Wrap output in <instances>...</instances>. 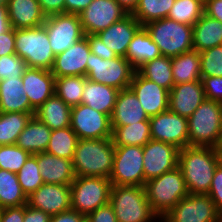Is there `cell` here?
<instances>
[{
    "label": "cell",
    "mask_w": 222,
    "mask_h": 222,
    "mask_svg": "<svg viewBox=\"0 0 222 222\" xmlns=\"http://www.w3.org/2000/svg\"><path fill=\"white\" fill-rule=\"evenodd\" d=\"M199 53L201 77H222V45Z\"/></svg>",
    "instance_id": "obj_43"
},
{
    "label": "cell",
    "mask_w": 222,
    "mask_h": 222,
    "mask_svg": "<svg viewBox=\"0 0 222 222\" xmlns=\"http://www.w3.org/2000/svg\"><path fill=\"white\" fill-rule=\"evenodd\" d=\"M8 4V0H0V5H7Z\"/></svg>",
    "instance_id": "obj_58"
},
{
    "label": "cell",
    "mask_w": 222,
    "mask_h": 222,
    "mask_svg": "<svg viewBox=\"0 0 222 222\" xmlns=\"http://www.w3.org/2000/svg\"><path fill=\"white\" fill-rule=\"evenodd\" d=\"M22 80L24 92L34 110L55 94V76L50 70L27 67Z\"/></svg>",
    "instance_id": "obj_20"
},
{
    "label": "cell",
    "mask_w": 222,
    "mask_h": 222,
    "mask_svg": "<svg viewBox=\"0 0 222 222\" xmlns=\"http://www.w3.org/2000/svg\"><path fill=\"white\" fill-rule=\"evenodd\" d=\"M8 16L12 28L24 29L43 25L46 16L38 0H8Z\"/></svg>",
    "instance_id": "obj_25"
},
{
    "label": "cell",
    "mask_w": 222,
    "mask_h": 222,
    "mask_svg": "<svg viewBox=\"0 0 222 222\" xmlns=\"http://www.w3.org/2000/svg\"><path fill=\"white\" fill-rule=\"evenodd\" d=\"M128 13L116 0H93L80 14L84 35L98 34Z\"/></svg>",
    "instance_id": "obj_15"
},
{
    "label": "cell",
    "mask_w": 222,
    "mask_h": 222,
    "mask_svg": "<svg viewBox=\"0 0 222 222\" xmlns=\"http://www.w3.org/2000/svg\"><path fill=\"white\" fill-rule=\"evenodd\" d=\"M86 217L70 208L57 215L51 216L50 222H82Z\"/></svg>",
    "instance_id": "obj_53"
},
{
    "label": "cell",
    "mask_w": 222,
    "mask_h": 222,
    "mask_svg": "<svg viewBox=\"0 0 222 222\" xmlns=\"http://www.w3.org/2000/svg\"><path fill=\"white\" fill-rule=\"evenodd\" d=\"M24 205L0 209V222H23Z\"/></svg>",
    "instance_id": "obj_49"
},
{
    "label": "cell",
    "mask_w": 222,
    "mask_h": 222,
    "mask_svg": "<svg viewBox=\"0 0 222 222\" xmlns=\"http://www.w3.org/2000/svg\"><path fill=\"white\" fill-rule=\"evenodd\" d=\"M179 150L176 146L151 139L143 146L145 182L178 167Z\"/></svg>",
    "instance_id": "obj_16"
},
{
    "label": "cell",
    "mask_w": 222,
    "mask_h": 222,
    "mask_svg": "<svg viewBox=\"0 0 222 222\" xmlns=\"http://www.w3.org/2000/svg\"><path fill=\"white\" fill-rule=\"evenodd\" d=\"M144 189L151 209L159 220L182 198L189 195L179 167L145 182Z\"/></svg>",
    "instance_id": "obj_4"
},
{
    "label": "cell",
    "mask_w": 222,
    "mask_h": 222,
    "mask_svg": "<svg viewBox=\"0 0 222 222\" xmlns=\"http://www.w3.org/2000/svg\"><path fill=\"white\" fill-rule=\"evenodd\" d=\"M70 195V185L43 183L27 197V205L53 216L71 208Z\"/></svg>",
    "instance_id": "obj_17"
},
{
    "label": "cell",
    "mask_w": 222,
    "mask_h": 222,
    "mask_svg": "<svg viewBox=\"0 0 222 222\" xmlns=\"http://www.w3.org/2000/svg\"><path fill=\"white\" fill-rule=\"evenodd\" d=\"M208 195L216 205L217 210L222 214V163H220L212 179Z\"/></svg>",
    "instance_id": "obj_46"
},
{
    "label": "cell",
    "mask_w": 222,
    "mask_h": 222,
    "mask_svg": "<svg viewBox=\"0 0 222 222\" xmlns=\"http://www.w3.org/2000/svg\"><path fill=\"white\" fill-rule=\"evenodd\" d=\"M27 204V196L22 191L17 174L0 169V209Z\"/></svg>",
    "instance_id": "obj_36"
},
{
    "label": "cell",
    "mask_w": 222,
    "mask_h": 222,
    "mask_svg": "<svg viewBox=\"0 0 222 222\" xmlns=\"http://www.w3.org/2000/svg\"><path fill=\"white\" fill-rule=\"evenodd\" d=\"M88 222H118L114 209L110 203L100 206L94 212L86 216Z\"/></svg>",
    "instance_id": "obj_48"
},
{
    "label": "cell",
    "mask_w": 222,
    "mask_h": 222,
    "mask_svg": "<svg viewBox=\"0 0 222 222\" xmlns=\"http://www.w3.org/2000/svg\"><path fill=\"white\" fill-rule=\"evenodd\" d=\"M71 109L72 107L54 94L35 110L34 116L51 130L63 129L70 126Z\"/></svg>",
    "instance_id": "obj_29"
},
{
    "label": "cell",
    "mask_w": 222,
    "mask_h": 222,
    "mask_svg": "<svg viewBox=\"0 0 222 222\" xmlns=\"http://www.w3.org/2000/svg\"><path fill=\"white\" fill-rule=\"evenodd\" d=\"M37 158L42 180L47 184L71 185L75 179L72 160L47 152L33 154Z\"/></svg>",
    "instance_id": "obj_23"
},
{
    "label": "cell",
    "mask_w": 222,
    "mask_h": 222,
    "mask_svg": "<svg viewBox=\"0 0 222 222\" xmlns=\"http://www.w3.org/2000/svg\"><path fill=\"white\" fill-rule=\"evenodd\" d=\"M70 127L78 139L111 138V118L83 103L71 109Z\"/></svg>",
    "instance_id": "obj_13"
},
{
    "label": "cell",
    "mask_w": 222,
    "mask_h": 222,
    "mask_svg": "<svg viewBox=\"0 0 222 222\" xmlns=\"http://www.w3.org/2000/svg\"><path fill=\"white\" fill-rule=\"evenodd\" d=\"M222 23L203 13L193 25V50L202 52L221 45Z\"/></svg>",
    "instance_id": "obj_30"
},
{
    "label": "cell",
    "mask_w": 222,
    "mask_h": 222,
    "mask_svg": "<svg viewBox=\"0 0 222 222\" xmlns=\"http://www.w3.org/2000/svg\"><path fill=\"white\" fill-rule=\"evenodd\" d=\"M204 13L222 23V0H206Z\"/></svg>",
    "instance_id": "obj_54"
},
{
    "label": "cell",
    "mask_w": 222,
    "mask_h": 222,
    "mask_svg": "<svg viewBox=\"0 0 222 222\" xmlns=\"http://www.w3.org/2000/svg\"><path fill=\"white\" fill-rule=\"evenodd\" d=\"M38 2L46 17L65 13V0H38Z\"/></svg>",
    "instance_id": "obj_51"
},
{
    "label": "cell",
    "mask_w": 222,
    "mask_h": 222,
    "mask_svg": "<svg viewBox=\"0 0 222 222\" xmlns=\"http://www.w3.org/2000/svg\"><path fill=\"white\" fill-rule=\"evenodd\" d=\"M220 163L218 148L186 146L180 149L178 167L189 194H208L214 172Z\"/></svg>",
    "instance_id": "obj_1"
},
{
    "label": "cell",
    "mask_w": 222,
    "mask_h": 222,
    "mask_svg": "<svg viewBox=\"0 0 222 222\" xmlns=\"http://www.w3.org/2000/svg\"><path fill=\"white\" fill-rule=\"evenodd\" d=\"M39 171L37 158L31 154L17 173L21 189L27 197L44 183Z\"/></svg>",
    "instance_id": "obj_41"
},
{
    "label": "cell",
    "mask_w": 222,
    "mask_h": 222,
    "mask_svg": "<svg viewBox=\"0 0 222 222\" xmlns=\"http://www.w3.org/2000/svg\"><path fill=\"white\" fill-rule=\"evenodd\" d=\"M31 154L13 145H0V169L18 173Z\"/></svg>",
    "instance_id": "obj_42"
},
{
    "label": "cell",
    "mask_w": 222,
    "mask_h": 222,
    "mask_svg": "<svg viewBox=\"0 0 222 222\" xmlns=\"http://www.w3.org/2000/svg\"><path fill=\"white\" fill-rule=\"evenodd\" d=\"M15 29L0 34V57L15 54Z\"/></svg>",
    "instance_id": "obj_50"
},
{
    "label": "cell",
    "mask_w": 222,
    "mask_h": 222,
    "mask_svg": "<svg viewBox=\"0 0 222 222\" xmlns=\"http://www.w3.org/2000/svg\"><path fill=\"white\" fill-rule=\"evenodd\" d=\"M151 139L172 144L178 149L189 146L188 120L169 109L149 119Z\"/></svg>",
    "instance_id": "obj_14"
},
{
    "label": "cell",
    "mask_w": 222,
    "mask_h": 222,
    "mask_svg": "<svg viewBox=\"0 0 222 222\" xmlns=\"http://www.w3.org/2000/svg\"><path fill=\"white\" fill-rule=\"evenodd\" d=\"M114 146H144L151 140L150 122L141 121L126 126H111Z\"/></svg>",
    "instance_id": "obj_33"
},
{
    "label": "cell",
    "mask_w": 222,
    "mask_h": 222,
    "mask_svg": "<svg viewBox=\"0 0 222 222\" xmlns=\"http://www.w3.org/2000/svg\"><path fill=\"white\" fill-rule=\"evenodd\" d=\"M109 203L118 222H155L159 219L151 209L144 186L112 185Z\"/></svg>",
    "instance_id": "obj_5"
},
{
    "label": "cell",
    "mask_w": 222,
    "mask_h": 222,
    "mask_svg": "<svg viewBox=\"0 0 222 222\" xmlns=\"http://www.w3.org/2000/svg\"><path fill=\"white\" fill-rule=\"evenodd\" d=\"M85 36L87 37L92 54L97 55L102 59H114L118 57L113 50L106 47V45L97 34H90Z\"/></svg>",
    "instance_id": "obj_47"
},
{
    "label": "cell",
    "mask_w": 222,
    "mask_h": 222,
    "mask_svg": "<svg viewBox=\"0 0 222 222\" xmlns=\"http://www.w3.org/2000/svg\"><path fill=\"white\" fill-rule=\"evenodd\" d=\"M175 1L176 0H140L132 15L144 26L149 22L167 18Z\"/></svg>",
    "instance_id": "obj_39"
},
{
    "label": "cell",
    "mask_w": 222,
    "mask_h": 222,
    "mask_svg": "<svg viewBox=\"0 0 222 222\" xmlns=\"http://www.w3.org/2000/svg\"><path fill=\"white\" fill-rule=\"evenodd\" d=\"M119 90L86 79L81 103L111 117Z\"/></svg>",
    "instance_id": "obj_27"
},
{
    "label": "cell",
    "mask_w": 222,
    "mask_h": 222,
    "mask_svg": "<svg viewBox=\"0 0 222 222\" xmlns=\"http://www.w3.org/2000/svg\"><path fill=\"white\" fill-rule=\"evenodd\" d=\"M51 216L41 210L24 205V221L23 222H50Z\"/></svg>",
    "instance_id": "obj_52"
},
{
    "label": "cell",
    "mask_w": 222,
    "mask_h": 222,
    "mask_svg": "<svg viewBox=\"0 0 222 222\" xmlns=\"http://www.w3.org/2000/svg\"><path fill=\"white\" fill-rule=\"evenodd\" d=\"M112 185L144 186L143 146H115Z\"/></svg>",
    "instance_id": "obj_10"
},
{
    "label": "cell",
    "mask_w": 222,
    "mask_h": 222,
    "mask_svg": "<svg viewBox=\"0 0 222 222\" xmlns=\"http://www.w3.org/2000/svg\"><path fill=\"white\" fill-rule=\"evenodd\" d=\"M144 27L163 56L172 58L193 50V26L191 25L163 18L149 22Z\"/></svg>",
    "instance_id": "obj_6"
},
{
    "label": "cell",
    "mask_w": 222,
    "mask_h": 222,
    "mask_svg": "<svg viewBox=\"0 0 222 222\" xmlns=\"http://www.w3.org/2000/svg\"><path fill=\"white\" fill-rule=\"evenodd\" d=\"M22 83V77L0 81V112H35Z\"/></svg>",
    "instance_id": "obj_26"
},
{
    "label": "cell",
    "mask_w": 222,
    "mask_h": 222,
    "mask_svg": "<svg viewBox=\"0 0 222 222\" xmlns=\"http://www.w3.org/2000/svg\"><path fill=\"white\" fill-rule=\"evenodd\" d=\"M71 208L85 217L109 203L111 181L103 177H78L71 183Z\"/></svg>",
    "instance_id": "obj_8"
},
{
    "label": "cell",
    "mask_w": 222,
    "mask_h": 222,
    "mask_svg": "<svg viewBox=\"0 0 222 222\" xmlns=\"http://www.w3.org/2000/svg\"><path fill=\"white\" fill-rule=\"evenodd\" d=\"M203 13L204 3L201 0H176L167 18L193 26Z\"/></svg>",
    "instance_id": "obj_40"
},
{
    "label": "cell",
    "mask_w": 222,
    "mask_h": 222,
    "mask_svg": "<svg viewBox=\"0 0 222 222\" xmlns=\"http://www.w3.org/2000/svg\"><path fill=\"white\" fill-rule=\"evenodd\" d=\"M85 76L55 77V94L70 107L81 104Z\"/></svg>",
    "instance_id": "obj_38"
},
{
    "label": "cell",
    "mask_w": 222,
    "mask_h": 222,
    "mask_svg": "<svg viewBox=\"0 0 222 222\" xmlns=\"http://www.w3.org/2000/svg\"><path fill=\"white\" fill-rule=\"evenodd\" d=\"M35 112H0V145H13Z\"/></svg>",
    "instance_id": "obj_35"
},
{
    "label": "cell",
    "mask_w": 222,
    "mask_h": 222,
    "mask_svg": "<svg viewBox=\"0 0 222 222\" xmlns=\"http://www.w3.org/2000/svg\"><path fill=\"white\" fill-rule=\"evenodd\" d=\"M204 99L201 80L176 84L169 91L168 109L188 119Z\"/></svg>",
    "instance_id": "obj_21"
},
{
    "label": "cell",
    "mask_w": 222,
    "mask_h": 222,
    "mask_svg": "<svg viewBox=\"0 0 222 222\" xmlns=\"http://www.w3.org/2000/svg\"><path fill=\"white\" fill-rule=\"evenodd\" d=\"M115 154L111 138L78 139L72 160L75 176L110 178Z\"/></svg>",
    "instance_id": "obj_2"
},
{
    "label": "cell",
    "mask_w": 222,
    "mask_h": 222,
    "mask_svg": "<svg viewBox=\"0 0 222 222\" xmlns=\"http://www.w3.org/2000/svg\"><path fill=\"white\" fill-rule=\"evenodd\" d=\"M135 71L132 64L120 56L114 59H102L91 53L86 64L87 79L118 90L129 88Z\"/></svg>",
    "instance_id": "obj_9"
},
{
    "label": "cell",
    "mask_w": 222,
    "mask_h": 222,
    "mask_svg": "<svg viewBox=\"0 0 222 222\" xmlns=\"http://www.w3.org/2000/svg\"><path fill=\"white\" fill-rule=\"evenodd\" d=\"M120 6L128 13L132 14L140 0H116Z\"/></svg>",
    "instance_id": "obj_57"
},
{
    "label": "cell",
    "mask_w": 222,
    "mask_h": 222,
    "mask_svg": "<svg viewBox=\"0 0 222 222\" xmlns=\"http://www.w3.org/2000/svg\"><path fill=\"white\" fill-rule=\"evenodd\" d=\"M174 85L201 80L200 53L196 50L171 58Z\"/></svg>",
    "instance_id": "obj_32"
},
{
    "label": "cell",
    "mask_w": 222,
    "mask_h": 222,
    "mask_svg": "<svg viewBox=\"0 0 222 222\" xmlns=\"http://www.w3.org/2000/svg\"><path fill=\"white\" fill-rule=\"evenodd\" d=\"M27 68L25 61L16 53L0 57V81L22 77Z\"/></svg>",
    "instance_id": "obj_44"
},
{
    "label": "cell",
    "mask_w": 222,
    "mask_h": 222,
    "mask_svg": "<svg viewBox=\"0 0 222 222\" xmlns=\"http://www.w3.org/2000/svg\"><path fill=\"white\" fill-rule=\"evenodd\" d=\"M15 51L29 68L52 69L55 55L43 25L15 29Z\"/></svg>",
    "instance_id": "obj_7"
},
{
    "label": "cell",
    "mask_w": 222,
    "mask_h": 222,
    "mask_svg": "<svg viewBox=\"0 0 222 222\" xmlns=\"http://www.w3.org/2000/svg\"><path fill=\"white\" fill-rule=\"evenodd\" d=\"M218 150H219L220 155H222V140H221V143H220V145L218 147Z\"/></svg>",
    "instance_id": "obj_59"
},
{
    "label": "cell",
    "mask_w": 222,
    "mask_h": 222,
    "mask_svg": "<svg viewBox=\"0 0 222 222\" xmlns=\"http://www.w3.org/2000/svg\"><path fill=\"white\" fill-rule=\"evenodd\" d=\"M43 26L46 28L55 56L85 36L77 14L62 13L48 16Z\"/></svg>",
    "instance_id": "obj_12"
},
{
    "label": "cell",
    "mask_w": 222,
    "mask_h": 222,
    "mask_svg": "<svg viewBox=\"0 0 222 222\" xmlns=\"http://www.w3.org/2000/svg\"><path fill=\"white\" fill-rule=\"evenodd\" d=\"M52 130L36 116L27 123L17 138L16 145L30 154L45 152Z\"/></svg>",
    "instance_id": "obj_28"
},
{
    "label": "cell",
    "mask_w": 222,
    "mask_h": 222,
    "mask_svg": "<svg viewBox=\"0 0 222 222\" xmlns=\"http://www.w3.org/2000/svg\"><path fill=\"white\" fill-rule=\"evenodd\" d=\"M110 118L111 126H126L150 119L130 88L119 90Z\"/></svg>",
    "instance_id": "obj_24"
},
{
    "label": "cell",
    "mask_w": 222,
    "mask_h": 222,
    "mask_svg": "<svg viewBox=\"0 0 222 222\" xmlns=\"http://www.w3.org/2000/svg\"><path fill=\"white\" fill-rule=\"evenodd\" d=\"M129 88L135 93L148 117L168 110L169 91L135 71Z\"/></svg>",
    "instance_id": "obj_18"
},
{
    "label": "cell",
    "mask_w": 222,
    "mask_h": 222,
    "mask_svg": "<svg viewBox=\"0 0 222 222\" xmlns=\"http://www.w3.org/2000/svg\"><path fill=\"white\" fill-rule=\"evenodd\" d=\"M160 220L161 222H221L222 214L208 194H189Z\"/></svg>",
    "instance_id": "obj_11"
},
{
    "label": "cell",
    "mask_w": 222,
    "mask_h": 222,
    "mask_svg": "<svg viewBox=\"0 0 222 222\" xmlns=\"http://www.w3.org/2000/svg\"><path fill=\"white\" fill-rule=\"evenodd\" d=\"M205 98L222 103V77H201Z\"/></svg>",
    "instance_id": "obj_45"
},
{
    "label": "cell",
    "mask_w": 222,
    "mask_h": 222,
    "mask_svg": "<svg viewBox=\"0 0 222 222\" xmlns=\"http://www.w3.org/2000/svg\"><path fill=\"white\" fill-rule=\"evenodd\" d=\"M161 56L159 47L142 26L129 43L126 59L137 70L142 64Z\"/></svg>",
    "instance_id": "obj_31"
},
{
    "label": "cell",
    "mask_w": 222,
    "mask_h": 222,
    "mask_svg": "<svg viewBox=\"0 0 222 222\" xmlns=\"http://www.w3.org/2000/svg\"><path fill=\"white\" fill-rule=\"evenodd\" d=\"M91 54L87 37L84 36L54 58L51 73L55 77L85 76L86 64Z\"/></svg>",
    "instance_id": "obj_19"
},
{
    "label": "cell",
    "mask_w": 222,
    "mask_h": 222,
    "mask_svg": "<svg viewBox=\"0 0 222 222\" xmlns=\"http://www.w3.org/2000/svg\"><path fill=\"white\" fill-rule=\"evenodd\" d=\"M12 28L8 16L7 5H0V34L9 31Z\"/></svg>",
    "instance_id": "obj_56"
},
{
    "label": "cell",
    "mask_w": 222,
    "mask_h": 222,
    "mask_svg": "<svg viewBox=\"0 0 222 222\" xmlns=\"http://www.w3.org/2000/svg\"><path fill=\"white\" fill-rule=\"evenodd\" d=\"M141 27L142 25L132 14H127L97 35L117 56L126 57L129 43Z\"/></svg>",
    "instance_id": "obj_22"
},
{
    "label": "cell",
    "mask_w": 222,
    "mask_h": 222,
    "mask_svg": "<svg viewBox=\"0 0 222 222\" xmlns=\"http://www.w3.org/2000/svg\"><path fill=\"white\" fill-rule=\"evenodd\" d=\"M93 0H65V13L79 15Z\"/></svg>",
    "instance_id": "obj_55"
},
{
    "label": "cell",
    "mask_w": 222,
    "mask_h": 222,
    "mask_svg": "<svg viewBox=\"0 0 222 222\" xmlns=\"http://www.w3.org/2000/svg\"><path fill=\"white\" fill-rule=\"evenodd\" d=\"M78 137L71 127L52 130L45 152L60 158L73 160Z\"/></svg>",
    "instance_id": "obj_37"
},
{
    "label": "cell",
    "mask_w": 222,
    "mask_h": 222,
    "mask_svg": "<svg viewBox=\"0 0 222 222\" xmlns=\"http://www.w3.org/2000/svg\"><path fill=\"white\" fill-rule=\"evenodd\" d=\"M141 76L170 91L174 86L171 57L159 56L136 70Z\"/></svg>",
    "instance_id": "obj_34"
},
{
    "label": "cell",
    "mask_w": 222,
    "mask_h": 222,
    "mask_svg": "<svg viewBox=\"0 0 222 222\" xmlns=\"http://www.w3.org/2000/svg\"><path fill=\"white\" fill-rule=\"evenodd\" d=\"M187 120L189 146L219 147L222 140V103L205 98Z\"/></svg>",
    "instance_id": "obj_3"
}]
</instances>
